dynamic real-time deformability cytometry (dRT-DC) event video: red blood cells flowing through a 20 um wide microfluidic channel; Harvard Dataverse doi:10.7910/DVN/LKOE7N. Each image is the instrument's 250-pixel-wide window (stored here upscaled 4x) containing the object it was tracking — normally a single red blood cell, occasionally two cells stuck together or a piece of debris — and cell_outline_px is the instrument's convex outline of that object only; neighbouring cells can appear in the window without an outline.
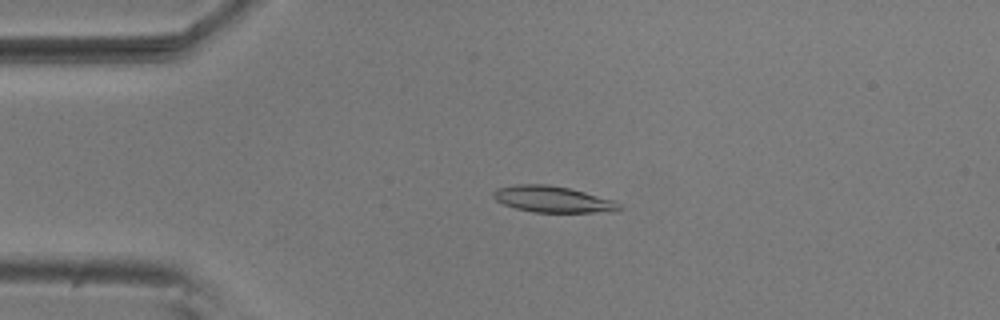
{"species": "common noctule bat (a hibernating species)", "species_latin": "Nyctalus noctula", "temperature_condition": "room temperature", "stored_images_in_passage": 49, "camera_frame_rate_fps": 3000, "um_per_image_px": 0.085, "animal": {"sex": "male", "body_mass_g": 20.5, "forearm_length_mm": 52.5}, "frame": {"image": 1, "passage_image": 12, "time_ms": 3.667, "image_size_px": [1000, 320], "cell_outline_px": [[620, 208], [616, 212], [532, 212], [516, 208], [504, 204], [496, 200], [492, 196], [492, 192], [496, 188], [516, 184], [548, 184], [568, 188], [584, 192], [612, 200], [620, 204]], "centroid_in_image_um": [46.94, 16.93], "position_along_channel_um": 38.1, "area_um2": 19.19}}
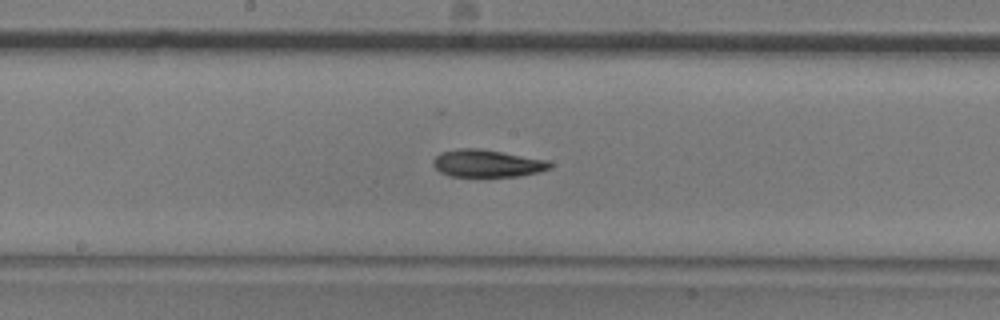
{"frame": {"image": 2, "passage_image": 28, "time_ms": 9.0, "image_size_px": [1000, 320], "cell_outline_px": [[552, 168], [540, 172], [520, 176], [448, 176], [440, 172], [432, 164], [432, 160], [440, 152], [460, 148], [480, 148], [548, 160], [552, 164]], "centroid_in_image_um": [41.41, 13.88], "position_along_channel_um": 206.8, "area_um2": 18.79}}
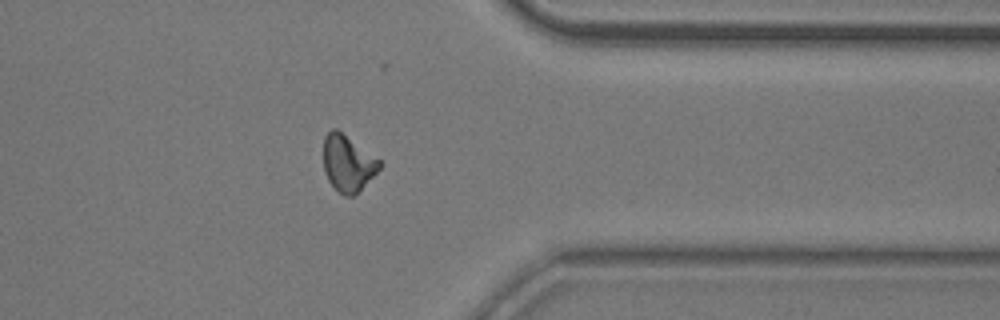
{"frame": {"image": 3, "passage_image": 43, "time_ms": 14.0, "image_size_px": [1000, 320], "cell_outline_px": [[384, 164], [352, 196], [344, 196], [328, 180], [324, 172], [324, 136], [332, 128], [336, 128], [380, 160]], "centroid_in_image_um": [29.55, 13.85], "position_along_channel_um": 381.9, "area_um2": 17.98}}